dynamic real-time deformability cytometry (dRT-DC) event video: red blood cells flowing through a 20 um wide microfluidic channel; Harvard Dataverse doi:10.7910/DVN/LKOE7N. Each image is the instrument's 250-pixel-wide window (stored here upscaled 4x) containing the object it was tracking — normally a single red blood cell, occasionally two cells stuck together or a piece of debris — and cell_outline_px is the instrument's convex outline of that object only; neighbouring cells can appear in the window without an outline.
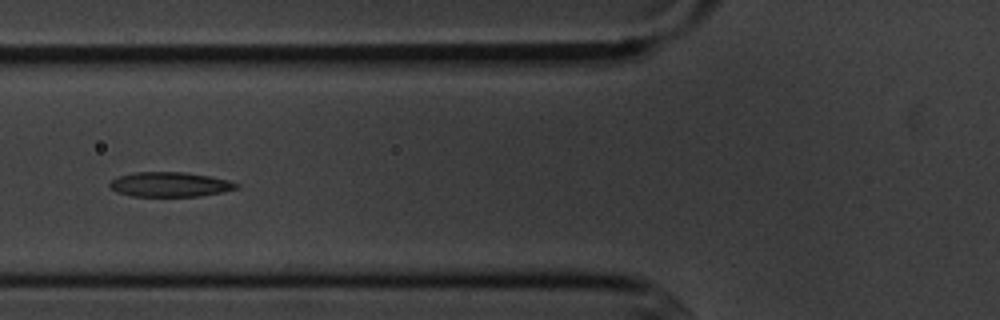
{"species": "common noctule bat (a hibernating species)", "species_latin": "Nyctalus noctula", "temperature_condition": "cold", "stored_images_in_passage": 6, "camera_frame_rate_fps": 3000, "um_per_image_px": 0.085, "animal": {"sex": "male", "body_mass_g": 20.1, "forearm_length_mm": 53.5}, "frame": {"image": 1, "passage_image": 4, "time_ms": 3.333, "image_size_px": [1000, 320], "cell_outline_px": [[240, 188], [224, 192], [200, 196], [132, 196], [116, 192], [108, 184], [112, 180], [120, 176], [136, 172], [184, 172], [208, 176], [228, 180], [240, 184]], "centroid_in_image_um": [14.49, 15.68], "position_along_channel_um": 111.3, "area_um2": 18.21}}
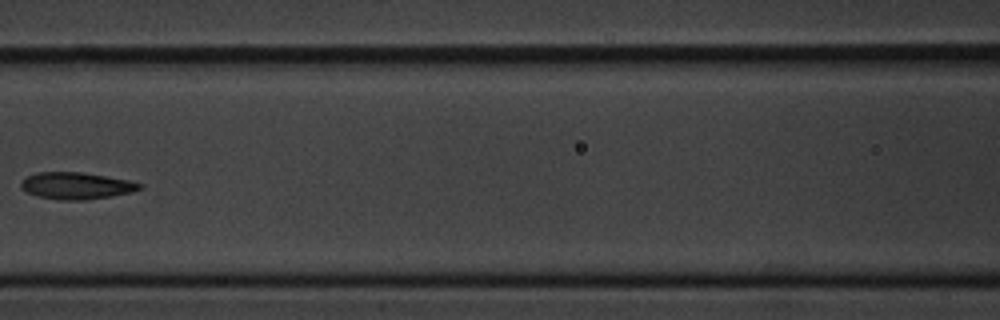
{"frame": {"image": 2, "passage_image": 5, "time_ms": 4.667, "image_size_px": [1000, 320], "cell_outline_px": [[144, 188], [132, 192], [112, 196], [88, 200], [56, 200], [36, 196], [28, 192], [20, 184], [24, 176], [36, 172], [80, 172], [128, 180], [144, 184]], "centroid_in_image_um": [6.5, 15.79], "position_along_channel_um": 160.1, "area_um2": 18.73}}
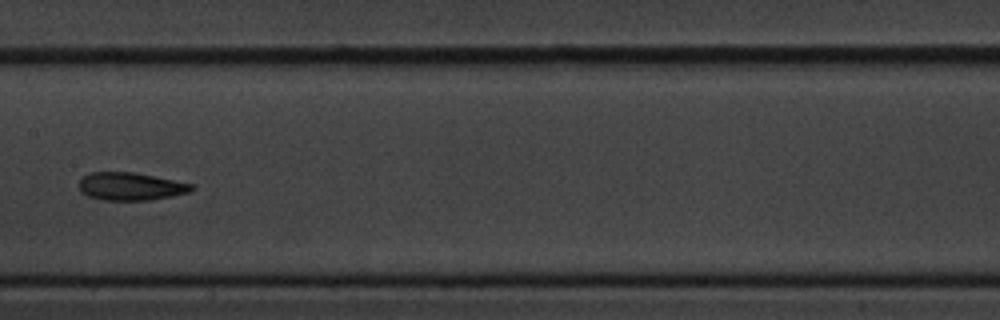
{"frame": {"image": 3, "passage_image": 6, "time_ms": 5.667, "image_size_px": [1000, 320], "cell_outline_px": [[196, 188], [188, 192], [172, 196], [152, 200], [104, 200], [88, 196], [80, 192], [80, 180], [88, 172], [136, 172], [192, 184]], "centroid_in_image_um": [11.1, 15.84], "position_along_channel_um": 196.3, "area_um2": 18.26}}